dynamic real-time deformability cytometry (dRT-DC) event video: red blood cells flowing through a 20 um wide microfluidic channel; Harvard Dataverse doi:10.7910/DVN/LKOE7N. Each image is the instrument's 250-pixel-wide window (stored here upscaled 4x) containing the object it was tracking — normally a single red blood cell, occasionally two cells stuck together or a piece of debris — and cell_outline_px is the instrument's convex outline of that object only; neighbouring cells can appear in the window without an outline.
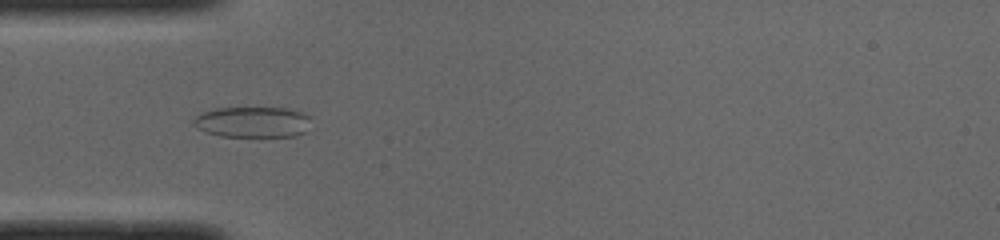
{"species": "common noctule bat (a hibernating species)", "species_latin": "Nyctalus noctula", "temperature_condition": "cold", "stored_images_in_passage": 39, "camera_frame_rate_fps": 3000, "um_per_image_px": 0.085, "animal": {"sex": "male", "body_mass_g": 19.0, "forearm_length_mm": 50.8}, "frame": {"image": 1, "passage_image": 4, "time_ms": 1.0, "image_size_px": [1000, 240], "cell_outline_px": [[308, 116], [304, 132], [296, 136], [220, 136], [204, 132], [196, 128], [192, 124], [192, 120], [196, 116], [204, 112], [216, 108], [288, 108], [300, 112]], "centroid_in_image_um": [21.38, 10.38], "position_along_channel_um": 63.6, "area_um2": 20.81}}
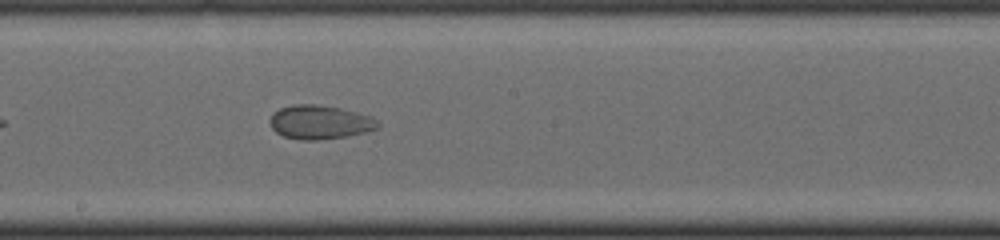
{"frame": {"image": 2, "passage_image": 16, "time_ms": 5.0, "image_size_px": [1000, 240], "cell_outline_px": [[380, 128], [368, 132], [348, 136], [320, 140], [300, 140], [284, 136], [276, 132], [272, 128], [268, 120], [272, 112], [280, 108], [292, 104], [316, 104], [340, 108], [372, 116], [380, 124]], "centroid_in_image_um": [27.19, 10.39], "position_along_channel_um": 221.0, "area_um2": 21.68}}
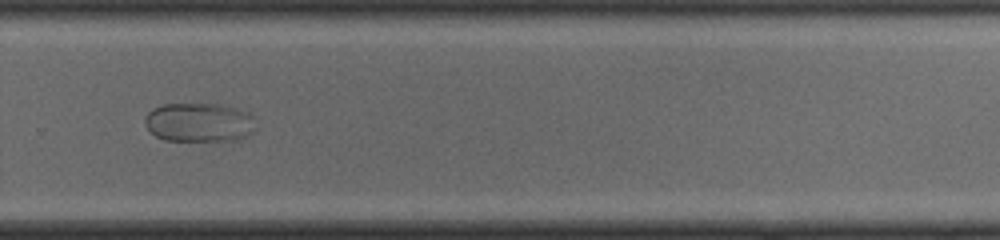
{"frame": {"image": 3, "passage_image": 23, "time_ms": 7.333, "image_size_px": [1000, 240], "cell_outline_px": [[252, 132], [244, 136], [232, 140], [164, 140], [156, 136], [144, 124], [144, 120], [148, 112], [152, 108], [164, 104], [220, 104], [236, 108], [248, 112], [252, 116]], "centroid_in_image_um": [16.87, 10.38], "position_along_channel_um": 312.9, "area_um2": 24.85}}